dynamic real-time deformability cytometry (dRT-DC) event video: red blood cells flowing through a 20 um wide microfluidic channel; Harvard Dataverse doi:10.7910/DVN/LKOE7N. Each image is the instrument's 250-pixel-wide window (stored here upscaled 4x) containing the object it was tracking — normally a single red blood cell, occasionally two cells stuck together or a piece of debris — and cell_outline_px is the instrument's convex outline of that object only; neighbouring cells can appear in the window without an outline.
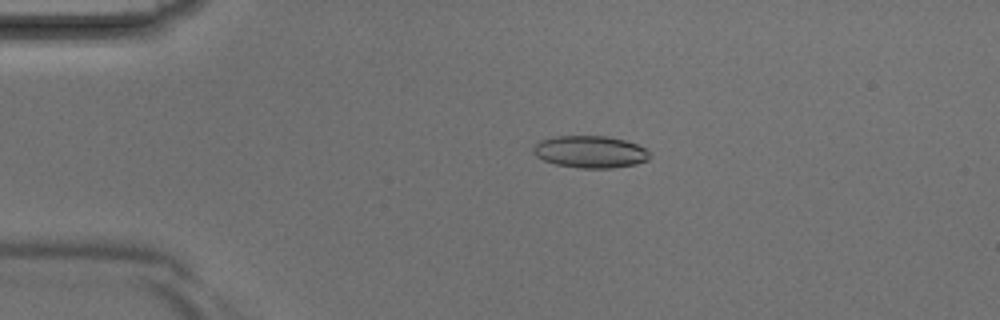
{"species": "Egyptian fruit bat (a non-hibernating species)", "species_latin": "Rousettus aegyptiacus", "temperature_condition": "room temperature", "stored_images_in_passage": 4, "camera_frame_rate_fps": 3000, "um_per_image_px": 0.085, "animal": {"sex": "male"}, "frame": {"image": 1, "passage_image": 2, "time_ms": 0.333, "image_size_px": [1000, 320], "cell_outline_px": [[652, 156], [648, 160], [636, 164], [612, 168], [580, 168], [556, 164], [544, 160], [536, 156], [532, 152], [532, 148], [540, 140], [556, 136], [608, 136], [624, 140], [636, 144], [652, 152]], "centroid_in_image_um": [50.19, 12.9], "position_along_channel_um": 34.8, "area_um2": 21.91}}